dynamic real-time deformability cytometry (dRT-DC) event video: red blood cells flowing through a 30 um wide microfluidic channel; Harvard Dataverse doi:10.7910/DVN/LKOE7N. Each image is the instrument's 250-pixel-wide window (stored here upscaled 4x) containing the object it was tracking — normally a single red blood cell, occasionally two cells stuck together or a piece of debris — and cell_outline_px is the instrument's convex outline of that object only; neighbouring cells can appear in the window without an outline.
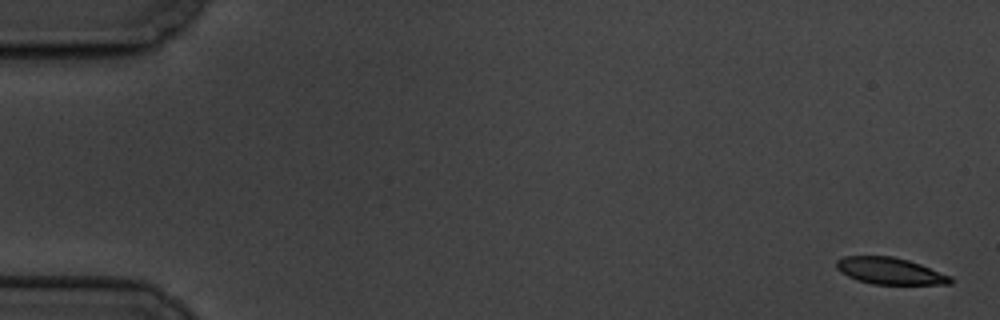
{"species": "common noctule bat (a hibernating species)", "species_latin": "Nyctalus noctula", "temperature_condition": "cold", "stored_images_in_passage": 8, "camera_frame_rate_fps": 3000, "um_per_image_px": 0.085, "animal": {"sex": "male", "body_mass_g": 19.5, "forearm_length_mm": 54.6}, "frame": {"image": 1, "passage_image": 1, "time_ms": 0.0, "image_size_px": [1000, 320], "cell_outline_px": [[952, 284], [872, 284], [856, 280], [840, 272], [836, 268], [836, 260], [844, 256], [892, 256], [908, 260], [920, 264], [952, 276]], "centroid_in_image_um": [75.63, 23.03], "position_along_channel_um": 9.4, "area_um2": 17.8}}
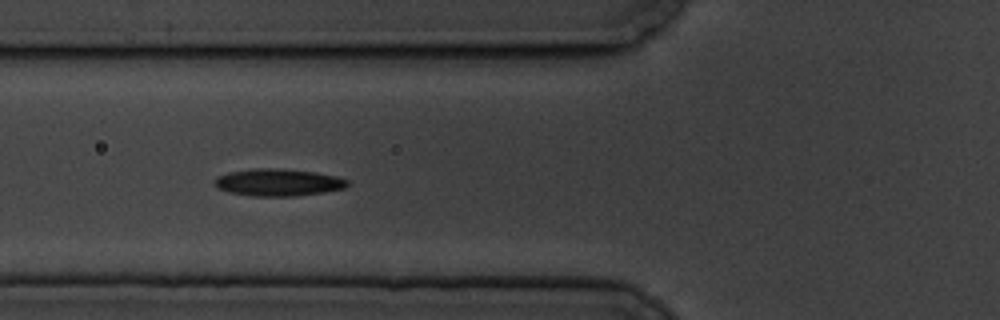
{"frame": {"image": 2, "passage_image": 7, "time_ms": 7.0, "image_size_px": [1000, 320], "cell_outline_px": [[348, 184], [344, 188], [324, 192], [296, 196], [252, 196], [228, 192], [212, 184], [212, 180], [228, 172], [252, 168], [276, 168], [316, 172], [336, 176], [348, 180]], "centroid_in_image_um": [23.62, 15.5], "position_along_channel_um": 102.2, "area_um2": 21.1}}
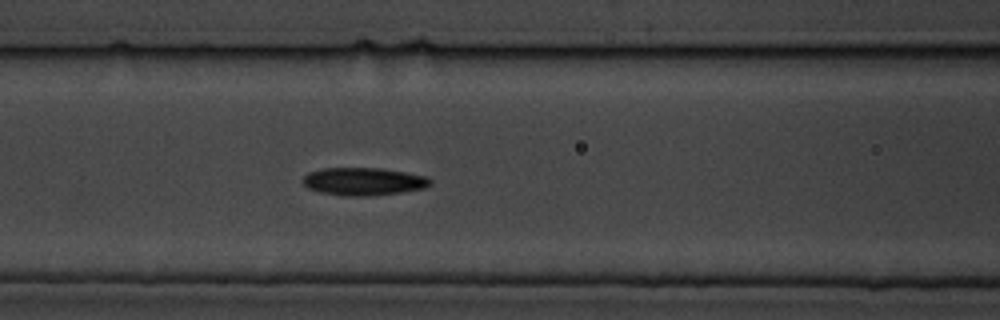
{"frame": {"image": 3, "passage_image": 8, "time_ms": 8.0, "image_size_px": [1000, 320], "cell_outline_px": [[432, 184], [424, 188], [400, 192], [372, 196], [344, 196], [320, 192], [308, 188], [304, 184], [304, 176], [308, 172], [324, 168], [380, 168], [428, 176], [432, 180]], "centroid_in_image_um": [30.92, 15.42], "position_along_channel_um": 135.7, "area_um2": 20.63}}